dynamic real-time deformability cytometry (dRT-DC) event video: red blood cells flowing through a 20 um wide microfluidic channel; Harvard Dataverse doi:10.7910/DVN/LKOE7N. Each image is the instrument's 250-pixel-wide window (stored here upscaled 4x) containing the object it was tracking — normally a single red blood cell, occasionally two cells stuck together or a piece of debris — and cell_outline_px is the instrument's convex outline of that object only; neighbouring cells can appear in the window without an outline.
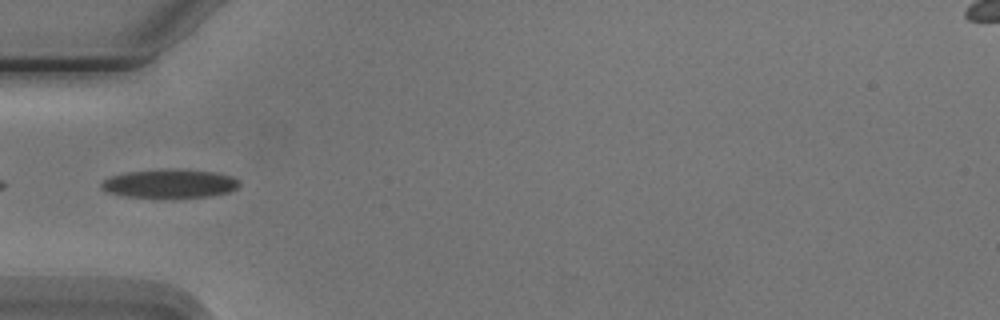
{"species": "Egyptian fruit bat (a non-hibernating species)", "species_latin": "Rousettus aegyptiacus", "temperature_condition": "cold", "stored_images_in_passage": 6, "camera_frame_rate_fps": 3000, "um_per_image_px": 0.085, "animal": {"sex": "male"}, "frame": {"image": 1, "passage_image": 4, "time_ms": 3.667, "image_size_px": [1000, 320], "cell_outline_px": [[240, 184], [236, 188], [228, 192], [208, 196], [124, 196], [104, 192], [100, 188], [100, 184], [108, 176], [124, 172], [164, 168], [176, 168], [216, 172], [232, 176], [240, 180]], "centroid_in_image_um": [14.38, 15.56], "position_along_channel_um": 70.6, "area_um2": 23.12}}
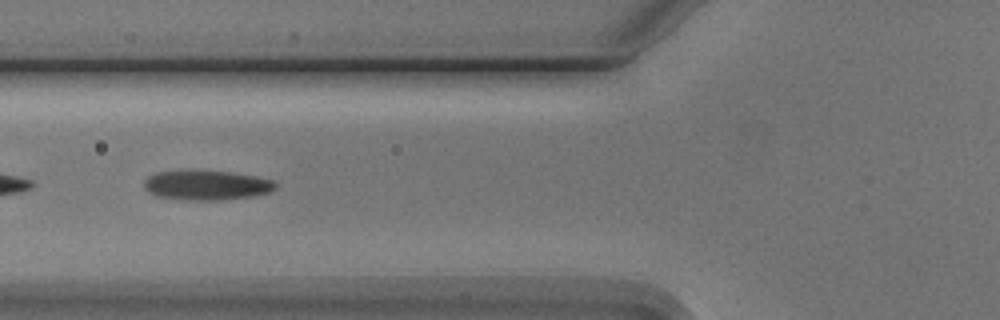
{"frame": {"image": 2, "passage_image": 5, "time_ms": 4.667, "image_size_px": [1000, 320], "cell_outline_px": [[276, 188], [272, 192], [252, 196], [220, 200], [192, 200], [156, 196], [148, 192], [144, 188], [144, 180], [148, 176], [156, 172], [188, 168], [232, 172], [256, 176], [272, 180], [276, 184]], "centroid_in_image_um": [17.52, 15.7], "position_along_channel_um": 108.3, "area_um2": 23.41}}
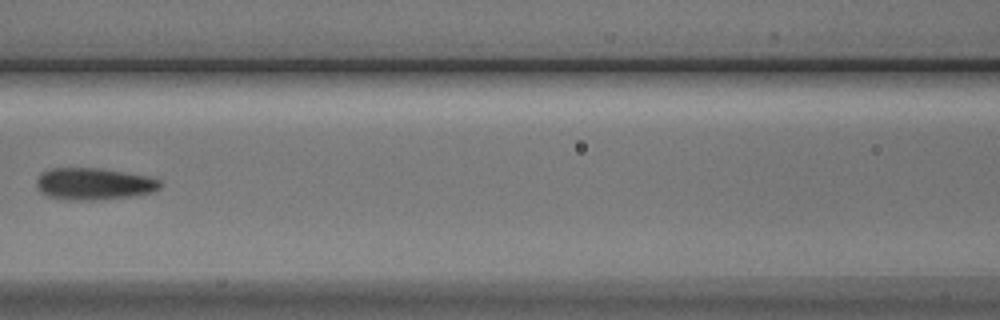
{"frame": {"image": 3, "passage_image": 6, "time_ms": 6.0, "image_size_px": [1000, 320], "cell_outline_px": [[160, 188], [152, 192], [132, 196], [96, 200], [72, 200], [48, 196], [40, 192], [36, 188], [36, 180], [40, 172], [52, 168], [100, 168], [148, 176], [160, 180]], "centroid_in_image_um": [7.94, 15.62], "position_along_channel_um": 158.7, "area_um2": 23.06}}